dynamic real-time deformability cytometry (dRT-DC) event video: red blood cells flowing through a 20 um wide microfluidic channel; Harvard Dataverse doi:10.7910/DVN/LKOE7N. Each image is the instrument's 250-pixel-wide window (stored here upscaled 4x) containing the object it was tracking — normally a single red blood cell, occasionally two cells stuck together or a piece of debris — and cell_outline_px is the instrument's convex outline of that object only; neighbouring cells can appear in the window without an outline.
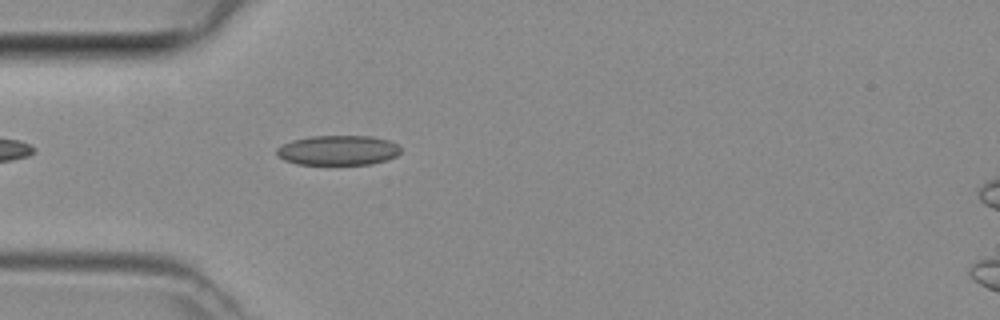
{"species": "common noctule bat (a hibernating species)", "species_latin": "Nyctalus noctula", "temperature_condition": "room temperature", "stored_images_in_passage": 34, "camera_frame_rate_fps": 3000, "um_per_image_px": 0.085, "animal": {"sex": "female", "body_mass_g": 29.2, "forearm_length_mm": 56.3}, "frame": {"image": 1, "passage_image": 1, "time_ms": 0.0, "image_size_px": [1000, 320], "cell_outline_px": [[400, 152], [396, 156], [388, 160], [372, 164], [296, 164], [284, 160], [276, 152], [276, 148], [292, 140], [312, 136], [372, 136], [388, 140], [396, 144], [400, 148]], "centroid_in_image_um": [28.75, 12.77], "position_along_channel_um": 56.2, "area_um2": 21.5}}
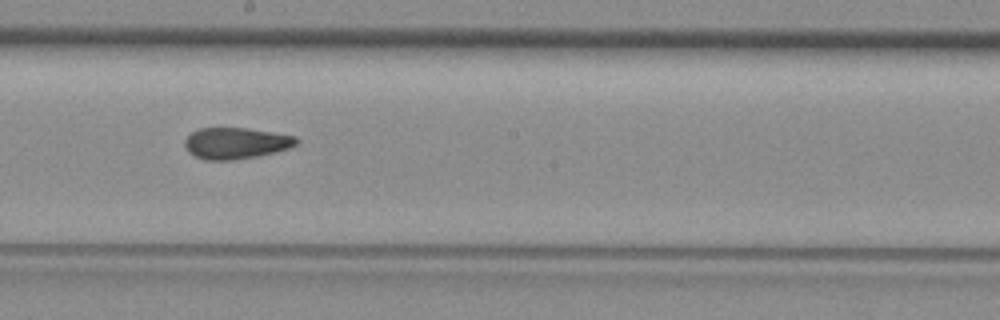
{"frame": {"image": 2, "passage_image": 13, "time_ms": 4.0, "image_size_px": [1000, 320], "cell_outline_px": [[300, 140], [296, 144], [288, 148], [276, 152], [260, 156], [232, 160], [204, 160], [188, 152], [184, 144], [184, 140], [192, 132], [200, 128], [248, 128], [296, 136]], "centroid_in_image_um": [20.06, 12.17], "position_along_channel_um": 228.1, "area_um2": 20.46}}
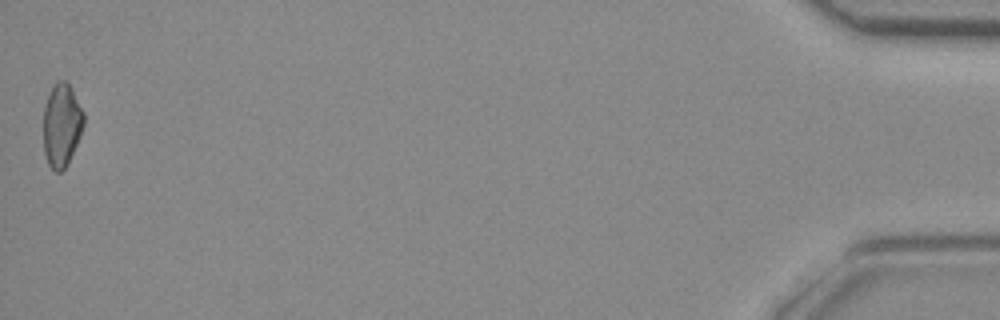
{"frame": {"image": 3, "passage_image": 34, "time_ms": 11.0, "image_size_px": [1000, 320], "cell_outline_px": [[84, 124], [80, 136], [64, 168], [60, 172], [56, 172], [48, 164], [44, 152], [44, 108], [48, 96], [56, 80], [64, 80], [68, 84], [84, 112]], "centroid_in_image_um": [5.23, 10.62], "position_along_channel_um": 430.0, "area_um2": 19.13}}